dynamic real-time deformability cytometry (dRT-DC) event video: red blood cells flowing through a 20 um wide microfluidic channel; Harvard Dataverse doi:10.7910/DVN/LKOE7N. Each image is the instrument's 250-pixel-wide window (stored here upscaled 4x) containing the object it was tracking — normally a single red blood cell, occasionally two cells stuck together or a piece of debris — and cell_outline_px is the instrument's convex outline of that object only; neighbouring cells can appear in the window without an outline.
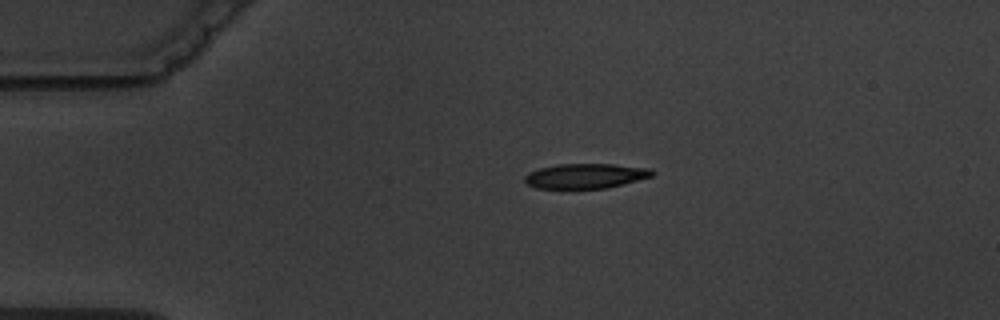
{"species": "common noctule bat (a hibernating species)", "species_latin": "Nyctalus noctula", "temperature_condition": "warm", "stored_images_in_passage": 2, "camera_frame_rate_fps": 3000, "um_per_image_px": 0.085, "animal": {"sex": "male", "body_mass_g": 19.5, "forearm_length_mm": 54.6}, "frame": {"image": 1, "passage_image": 1, "time_ms": 0.0, "image_size_px": [1000, 320], "cell_outline_px": [[656, 172], [652, 176], [608, 188], [568, 192], [536, 188], [528, 184], [524, 180], [524, 176], [528, 172], [540, 168], [556, 164], [612, 164], [652, 168]], "centroid_in_image_um": [49.72, 15.01], "position_along_channel_um": 35.3, "area_um2": 19.54}}